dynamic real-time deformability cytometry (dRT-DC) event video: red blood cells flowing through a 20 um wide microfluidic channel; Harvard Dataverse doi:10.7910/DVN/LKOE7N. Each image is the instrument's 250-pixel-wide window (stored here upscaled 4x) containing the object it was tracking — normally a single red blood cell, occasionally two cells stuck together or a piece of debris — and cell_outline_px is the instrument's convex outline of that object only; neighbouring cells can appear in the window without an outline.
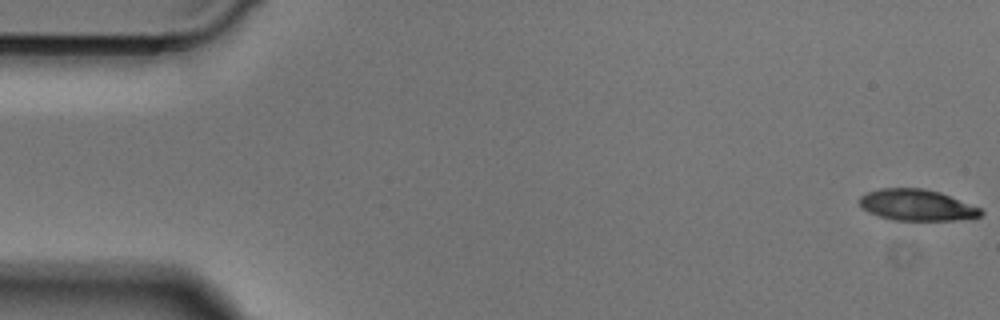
{"species": "Egyptian fruit bat (a non-hibernating species)", "species_latin": "Rousettus aegyptiacus", "temperature_condition": "cold", "stored_images_in_passage": 50, "camera_frame_rate_fps": 3000, "um_per_image_px": 0.085, "animal": {"sex": "male"}, "frame": {"image": 1, "passage_image": 1, "time_ms": 0.0, "image_size_px": [1000, 320], "cell_outline_px": [[984, 212], [980, 216], [972, 220], [892, 220], [868, 212], [860, 204], [860, 196], [868, 192], [880, 188], [924, 188], [940, 192], [980, 208]], "centroid_in_image_um": [77.97, 17.44], "position_along_channel_um": 7.0, "area_um2": 22.14}}
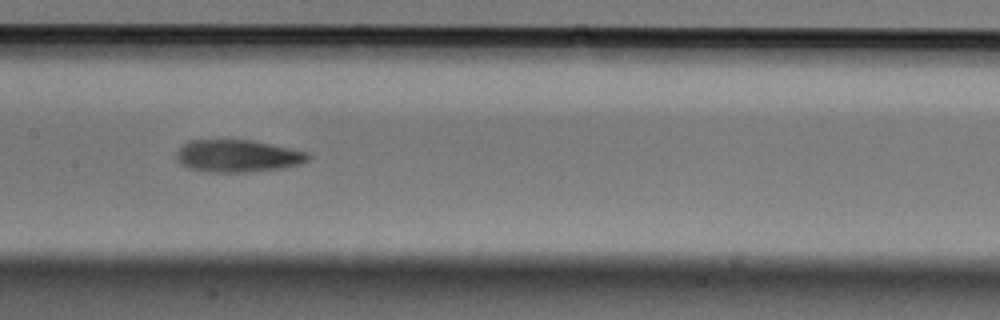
{"frame": {"image": 2, "passage_image": 24, "time_ms": 7.667, "image_size_px": [1000, 320], "cell_outline_px": [[312, 156], [308, 160], [300, 164], [284, 168], [252, 172], [204, 172], [188, 168], [180, 164], [176, 160], [176, 152], [184, 144], [192, 140], [248, 140], [308, 152]], "centroid_in_image_um": [20.19, 13.28], "position_along_channel_um": 187.2, "area_um2": 24.85}}
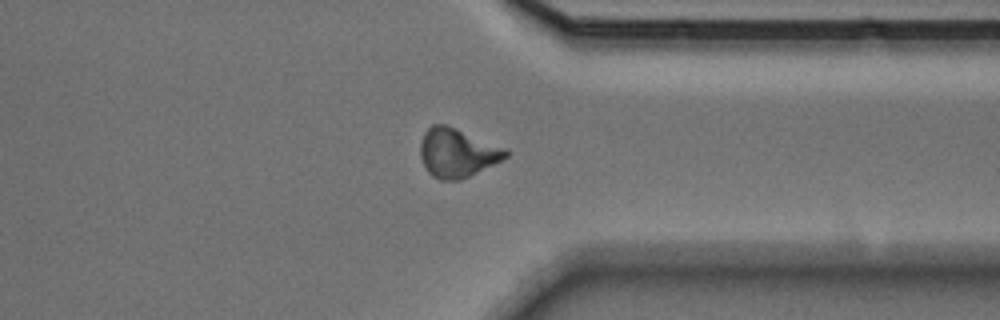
{"frame": {"image": 3, "passage_image": 38, "time_ms": 12.333, "image_size_px": [1000, 320], "cell_outline_px": [[508, 156], [460, 180], [440, 180], [432, 176], [428, 172], [420, 156], [420, 144], [424, 132], [432, 124], [444, 124], [456, 128], [508, 148]], "centroid_in_image_um": [38.85, 12.97], "position_along_channel_um": 372.6, "area_um2": 24.16}}